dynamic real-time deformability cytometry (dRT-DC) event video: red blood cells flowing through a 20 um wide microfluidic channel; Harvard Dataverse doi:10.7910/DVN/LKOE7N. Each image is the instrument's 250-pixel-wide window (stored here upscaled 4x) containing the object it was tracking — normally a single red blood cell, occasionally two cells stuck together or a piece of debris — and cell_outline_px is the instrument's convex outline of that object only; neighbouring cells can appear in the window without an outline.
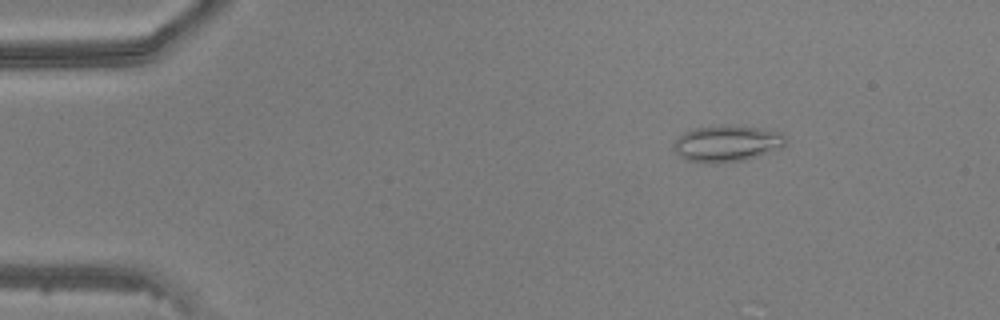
{"species": "common noctule bat (a hibernating species)", "species_latin": "Nyctalus noctula", "temperature_condition": "warm", "stored_images_in_passage": 48, "camera_frame_rate_fps": 3000, "um_per_image_px": 0.085, "animal": {"sex": "male", "body_mass_g": 20.5, "forearm_length_mm": 52.5}, "frame": {"image": 1, "passage_image": 7, "time_ms": 2.0, "image_size_px": [1000, 320], "cell_outline_px": [[784, 144], [780, 148], [744, 160], [716, 164], [708, 164], [684, 160], [672, 148], [672, 144], [684, 132], [692, 128], [724, 124], [760, 128], [776, 132], [784, 136]], "centroid_in_image_um": [61.69, 12.2], "position_along_channel_um": 23.3, "area_um2": 23.81}}
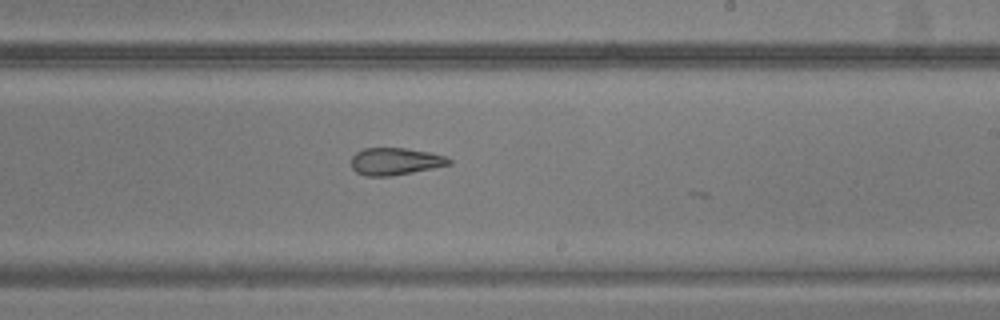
{"frame": {"image": 2, "passage_image": 29, "time_ms": 9.333, "image_size_px": [1000, 320], "cell_outline_px": [[452, 164], [412, 172], [388, 176], [364, 176], [356, 172], [352, 168], [352, 156], [356, 152], [364, 148], [404, 148], [428, 152], [444, 156], [452, 160]], "centroid_in_image_um": [33.57, 13.72], "position_along_channel_um": 255.4, "area_um2": 15.37}}
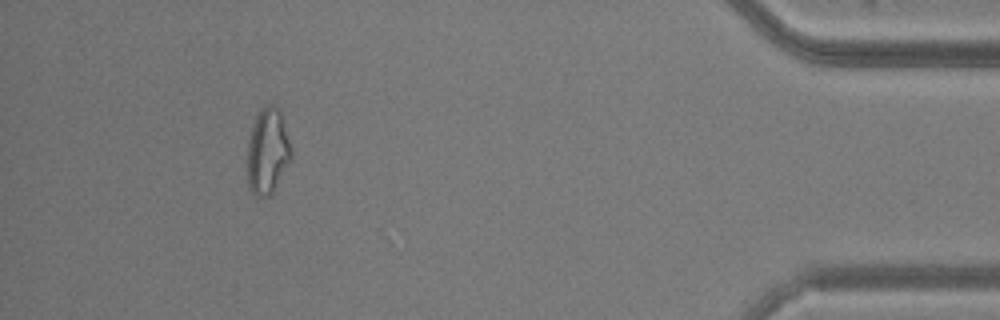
{"frame": {"image": 3, "passage_image": 44, "time_ms": 14.333, "image_size_px": [1000, 320], "cell_outline_px": [[292, 160], [272, 192], [268, 196], [256, 196], [252, 192], [248, 184], [248, 144], [252, 124], [256, 112], [268, 104], [272, 104], [280, 112], [292, 152]], "centroid_in_image_um": [22.74, 12.85], "position_along_channel_um": 412.5, "area_um2": 21.73}}